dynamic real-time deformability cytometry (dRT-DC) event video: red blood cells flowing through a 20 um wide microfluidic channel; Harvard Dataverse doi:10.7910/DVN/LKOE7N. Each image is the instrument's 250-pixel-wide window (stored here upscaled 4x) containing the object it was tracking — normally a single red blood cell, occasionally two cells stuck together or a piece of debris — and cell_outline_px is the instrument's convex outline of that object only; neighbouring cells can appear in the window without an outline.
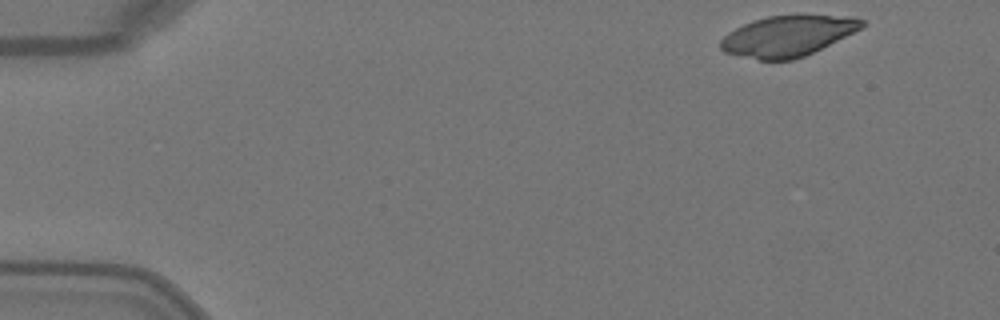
{"species": "Egyptian fruit bat (a non-hibernating species)", "species_latin": "Rousettus aegyptiacus", "temperature_condition": "warm", "stored_images_in_passage": 46, "camera_frame_rate_fps": 3000, "um_per_image_px": 0.085, "animal": {"sex": "female"}, "frame": {"image": 1, "passage_image": 1, "time_ms": 0.0, "image_size_px": [1000, 320], "cell_outline_px": [[864, 24], [860, 28], [804, 56], [792, 60], [760, 60], [724, 52], [720, 48], [720, 40], [728, 32], [752, 20], [768, 16], [796, 12], [800, 12], [856, 16], [864, 20]], "centroid_in_image_um": [66.96, 2.99], "position_along_channel_um": 18.0, "area_um2": 34.1}}